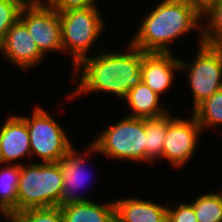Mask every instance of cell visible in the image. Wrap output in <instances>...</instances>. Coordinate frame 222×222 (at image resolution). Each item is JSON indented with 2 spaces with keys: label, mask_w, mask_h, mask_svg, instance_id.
Returning <instances> with one entry per match:
<instances>
[{
  "label": "cell",
  "mask_w": 222,
  "mask_h": 222,
  "mask_svg": "<svg viewBox=\"0 0 222 222\" xmlns=\"http://www.w3.org/2000/svg\"><path fill=\"white\" fill-rule=\"evenodd\" d=\"M128 49L124 54L106 52L96 57H85L73 69L76 75L78 70H83L78 75L80 78L75 91L69 96L73 98L81 93L107 92L123 99L132 87L142 81V50L131 43Z\"/></svg>",
  "instance_id": "6da1fadb"
},
{
  "label": "cell",
  "mask_w": 222,
  "mask_h": 222,
  "mask_svg": "<svg viewBox=\"0 0 222 222\" xmlns=\"http://www.w3.org/2000/svg\"><path fill=\"white\" fill-rule=\"evenodd\" d=\"M154 6L130 40L134 47L143 52L170 53L171 42L185 33L198 29L202 35V16L186 0H162Z\"/></svg>",
  "instance_id": "7a4b0ae2"
},
{
  "label": "cell",
  "mask_w": 222,
  "mask_h": 222,
  "mask_svg": "<svg viewBox=\"0 0 222 222\" xmlns=\"http://www.w3.org/2000/svg\"><path fill=\"white\" fill-rule=\"evenodd\" d=\"M88 145V154H103L108 158L146 162V118L124 116L101 131Z\"/></svg>",
  "instance_id": "3957f363"
},
{
  "label": "cell",
  "mask_w": 222,
  "mask_h": 222,
  "mask_svg": "<svg viewBox=\"0 0 222 222\" xmlns=\"http://www.w3.org/2000/svg\"><path fill=\"white\" fill-rule=\"evenodd\" d=\"M26 166L21 164L17 213L30 208L57 207L63 192V176L58 162L34 161Z\"/></svg>",
  "instance_id": "277c9868"
},
{
  "label": "cell",
  "mask_w": 222,
  "mask_h": 222,
  "mask_svg": "<svg viewBox=\"0 0 222 222\" xmlns=\"http://www.w3.org/2000/svg\"><path fill=\"white\" fill-rule=\"evenodd\" d=\"M97 7L59 12L63 52L73 56L74 67L88 56L91 46L104 31V19Z\"/></svg>",
  "instance_id": "5b68a950"
},
{
  "label": "cell",
  "mask_w": 222,
  "mask_h": 222,
  "mask_svg": "<svg viewBox=\"0 0 222 222\" xmlns=\"http://www.w3.org/2000/svg\"><path fill=\"white\" fill-rule=\"evenodd\" d=\"M30 118L21 116L28 127L31 156L37 155L42 163L59 162L74 147L63 127L46 110L35 106Z\"/></svg>",
  "instance_id": "8992f818"
},
{
  "label": "cell",
  "mask_w": 222,
  "mask_h": 222,
  "mask_svg": "<svg viewBox=\"0 0 222 222\" xmlns=\"http://www.w3.org/2000/svg\"><path fill=\"white\" fill-rule=\"evenodd\" d=\"M199 50L194 62L180 60V70L188 71L193 96V110L205 99L222 88V46L203 43L199 38Z\"/></svg>",
  "instance_id": "52a82bcc"
},
{
  "label": "cell",
  "mask_w": 222,
  "mask_h": 222,
  "mask_svg": "<svg viewBox=\"0 0 222 222\" xmlns=\"http://www.w3.org/2000/svg\"><path fill=\"white\" fill-rule=\"evenodd\" d=\"M19 19L25 24L40 52H63L60 14L47 3L25 5Z\"/></svg>",
  "instance_id": "ba28073f"
},
{
  "label": "cell",
  "mask_w": 222,
  "mask_h": 222,
  "mask_svg": "<svg viewBox=\"0 0 222 222\" xmlns=\"http://www.w3.org/2000/svg\"><path fill=\"white\" fill-rule=\"evenodd\" d=\"M202 129L196 117L191 119L172 117L167 113V132L163 143V158L175 168L187 163L197 149V142Z\"/></svg>",
  "instance_id": "9c48e42d"
},
{
  "label": "cell",
  "mask_w": 222,
  "mask_h": 222,
  "mask_svg": "<svg viewBox=\"0 0 222 222\" xmlns=\"http://www.w3.org/2000/svg\"><path fill=\"white\" fill-rule=\"evenodd\" d=\"M0 52L7 60L9 59L8 61L25 71L38 65L44 58L27 27L20 19L11 26L0 42Z\"/></svg>",
  "instance_id": "30bf717a"
},
{
  "label": "cell",
  "mask_w": 222,
  "mask_h": 222,
  "mask_svg": "<svg viewBox=\"0 0 222 222\" xmlns=\"http://www.w3.org/2000/svg\"><path fill=\"white\" fill-rule=\"evenodd\" d=\"M174 56L172 52L142 51V81L159 95L173 85L174 72H180V59Z\"/></svg>",
  "instance_id": "8fae6325"
},
{
  "label": "cell",
  "mask_w": 222,
  "mask_h": 222,
  "mask_svg": "<svg viewBox=\"0 0 222 222\" xmlns=\"http://www.w3.org/2000/svg\"><path fill=\"white\" fill-rule=\"evenodd\" d=\"M0 151L6 165H20L14 161L31 156L28 127L21 116L11 115L0 125Z\"/></svg>",
  "instance_id": "7c38bea8"
},
{
  "label": "cell",
  "mask_w": 222,
  "mask_h": 222,
  "mask_svg": "<svg viewBox=\"0 0 222 222\" xmlns=\"http://www.w3.org/2000/svg\"><path fill=\"white\" fill-rule=\"evenodd\" d=\"M85 157V155L81 156L77 154V151L75 148H73L58 162L63 176V192L57 205L58 208H63L68 205L82 203L85 201H91L87 198L79 196V194L77 195L78 188L81 189L82 184H85V180L87 179V176L85 177L87 174L84 173L86 170H84V165L87 161Z\"/></svg>",
  "instance_id": "4fadbf2b"
},
{
  "label": "cell",
  "mask_w": 222,
  "mask_h": 222,
  "mask_svg": "<svg viewBox=\"0 0 222 222\" xmlns=\"http://www.w3.org/2000/svg\"><path fill=\"white\" fill-rule=\"evenodd\" d=\"M116 222H167L168 207L148 200L126 198L114 201Z\"/></svg>",
  "instance_id": "5bb4252c"
},
{
  "label": "cell",
  "mask_w": 222,
  "mask_h": 222,
  "mask_svg": "<svg viewBox=\"0 0 222 222\" xmlns=\"http://www.w3.org/2000/svg\"><path fill=\"white\" fill-rule=\"evenodd\" d=\"M160 95L154 92L149 86L141 81L137 86L132 87L123 98L132 110L127 116L135 118H154L168 113L160 104Z\"/></svg>",
  "instance_id": "9a60e30c"
},
{
  "label": "cell",
  "mask_w": 222,
  "mask_h": 222,
  "mask_svg": "<svg viewBox=\"0 0 222 222\" xmlns=\"http://www.w3.org/2000/svg\"><path fill=\"white\" fill-rule=\"evenodd\" d=\"M63 222H116L115 204L85 201L60 208Z\"/></svg>",
  "instance_id": "2e32d148"
},
{
  "label": "cell",
  "mask_w": 222,
  "mask_h": 222,
  "mask_svg": "<svg viewBox=\"0 0 222 222\" xmlns=\"http://www.w3.org/2000/svg\"><path fill=\"white\" fill-rule=\"evenodd\" d=\"M21 164L0 168V211L5 217L17 214V199Z\"/></svg>",
  "instance_id": "e0dca14e"
},
{
  "label": "cell",
  "mask_w": 222,
  "mask_h": 222,
  "mask_svg": "<svg viewBox=\"0 0 222 222\" xmlns=\"http://www.w3.org/2000/svg\"><path fill=\"white\" fill-rule=\"evenodd\" d=\"M166 132L167 113L159 117L146 118V163L150 161L152 163L156 159L163 158V143Z\"/></svg>",
  "instance_id": "ac0fdd59"
},
{
  "label": "cell",
  "mask_w": 222,
  "mask_h": 222,
  "mask_svg": "<svg viewBox=\"0 0 222 222\" xmlns=\"http://www.w3.org/2000/svg\"><path fill=\"white\" fill-rule=\"evenodd\" d=\"M203 131L211 126H222V88L200 103L192 113Z\"/></svg>",
  "instance_id": "d6986e66"
},
{
  "label": "cell",
  "mask_w": 222,
  "mask_h": 222,
  "mask_svg": "<svg viewBox=\"0 0 222 222\" xmlns=\"http://www.w3.org/2000/svg\"><path fill=\"white\" fill-rule=\"evenodd\" d=\"M190 203L198 222H222V189L196 197Z\"/></svg>",
  "instance_id": "ffe728a7"
},
{
  "label": "cell",
  "mask_w": 222,
  "mask_h": 222,
  "mask_svg": "<svg viewBox=\"0 0 222 222\" xmlns=\"http://www.w3.org/2000/svg\"><path fill=\"white\" fill-rule=\"evenodd\" d=\"M202 18L208 20L206 25H202L203 43L222 46V0Z\"/></svg>",
  "instance_id": "44dd1931"
},
{
  "label": "cell",
  "mask_w": 222,
  "mask_h": 222,
  "mask_svg": "<svg viewBox=\"0 0 222 222\" xmlns=\"http://www.w3.org/2000/svg\"><path fill=\"white\" fill-rule=\"evenodd\" d=\"M14 217L18 222H63L58 207L30 208L17 213Z\"/></svg>",
  "instance_id": "7402d4cb"
},
{
  "label": "cell",
  "mask_w": 222,
  "mask_h": 222,
  "mask_svg": "<svg viewBox=\"0 0 222 222\" xmlns=\"http://www.w3.org/2000/svg\"><path fill=\"white\" fill-rule=\"evenodd\" d=\"M23 6L17 0H0V42L11 26L19 19Z\"/></svg>",
  "instance_id": "603a6c76"
},
{
  "label": "cell",
  "mask_w": 222,
  "mask_h": 222,
  "mask_svg": "<svg viewBox=\"0 0 222 222\" xmlns=\"http://www.w3.org/2000/svg\"><path fill=\"white\" fill-rule=\"evenodd\" d=\"M167 222H198L193 205L191 203H180L175 209L168 206Z\"/></svg>",
  "instance_id": "cb8c5ba5"
},
{
  "label": "cell",
  "mask_w": 222,
  "mask_h": 222,
  "mask_svg": "<svg viewBox=\"0 0 222 222\" xmlns=\"http://www.w3.org/2000/svg\"><path fill=\"white\" fill-rule=\"evenodd\" d=\"M97 0H50L47 4L57 12L96 6Z\"/></svg>",
  "instance_id": "d4e9b609"
},
{
  "label": "cell",
  "mask_w": 222,
  "mask_h": 222,
  "mask_svg": "<svg viewBox=\"0 0 222 222\" xmlns=\"http://www.w3.org/2000/svg\"><path fill=\"white\" fill-rule=\"evenodd\" d=\"M201 15L204 16L220 0H186Z\"/></svg>",
  "instance_id": "484cf974"
},
{
  "label": "cell",
  "mask_w": 222,
  "mask_h": 222,
  "mask_svg": "<svg viewBox=\"0 0 222 222\" xmlns=\"http://www.w3.org/2000/svg\"><path fill=\"white\" fill-rule=\"evenodd\" d=\"M17 1H19L24 6L37 4L36 0H17Z\"/></svg>",
  "instance_id": "4316f807"
},
{
  "label": "cell",
  "mask_w": 222,
  "mask_h": 222,
  "mask_svg": "<svg viewBox=\"0 0 222 222\" xmlns=\"http://www.w3.org/2000/svg\"><path fill=\"white\" fill-rule=\"evenodd\" d=\"M6 220H10L9 222H18V220L15 217H5Z\"/></svg>",
  "instance_id": "83f0119b"
},
{
  "label": "cell",
  "mask_w": 222,
  "mask_h": 222,
  "mask_svg": "<svg viewBox=\"0 0 222 222\" xmlns=\"http://www.w3.org/2000/svg\"><path fill=\"white\" fill-rule=\"evenodd\" d=\"M37 3H44L45 0H36ZM50 0H46L45 3H48Z\"/></svg>",
  "instance_id": "f1b7e54d"
},
{
  "label": "cell",
  "mask_w": 222,
  "mask_h": 222,
  "mask_svg": "<svg viewBox=\"0 0 222 222\" xmlns=\"http://www.w3.org/2000/svg\"><path fill=\"white\" fill-rule=\"evenodd\" d=\"M4 161H3V158H2V154H1V151H0V165L3 164Z\"/></svg>",
  "instance_id": "f546056e"
}]
</instances>
